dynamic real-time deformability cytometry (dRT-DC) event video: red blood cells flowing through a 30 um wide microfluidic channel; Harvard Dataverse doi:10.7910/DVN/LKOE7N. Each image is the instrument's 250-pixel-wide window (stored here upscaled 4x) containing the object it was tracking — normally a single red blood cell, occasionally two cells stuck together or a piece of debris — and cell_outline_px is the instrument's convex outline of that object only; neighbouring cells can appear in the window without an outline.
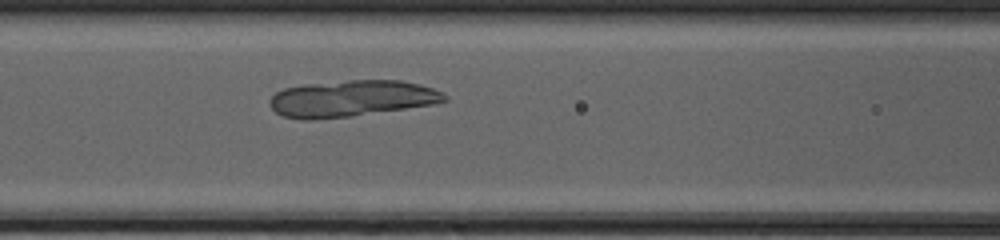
{"species": "common noctule bat (a hibernating species)", "species_latin": "Nyctalus noctula", "temperature_condition": "cold", "stored_images_in_passage": 36, "camera_frame_rate_fps": 3000, "um_per_image_px": 0.085, "animal": {"sex": "female", "body_mass_g": 20.0, "forearm_length_mm": 54.0}, "frame": {"image": 1, "passage_image": 9, "time_ms": 2.667, "image_size_px": [1000, 240], "cell_outline_px": [[448, 100], [436, 104], [352, 116], [312, 120], [304, 120], [284, 116], [276, 112], [272, 108], [268, 100], [276, 92], [284, 88], [304, 84], [348, 80], [400, 80], [420, 84], [432, 88], [448, 96]], "centroid_in_image_um": [29.89, 8.37], "position_along_channel_um": 136.7, "area_um2": 37.22}}
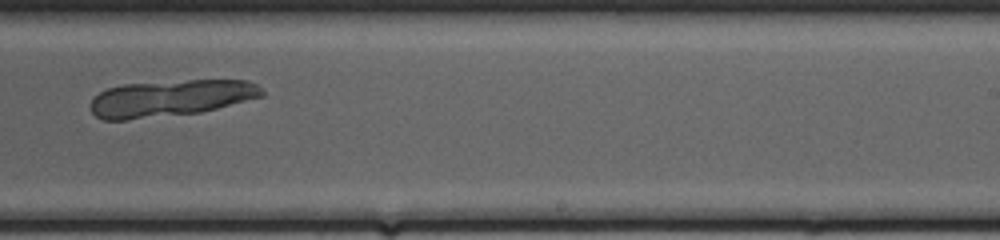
{"frame": {"image": 2, "passage_image": 19, "time_ms": 6.0, "image_size_px": [1000, 240], "cell_outline_px": [[264, 96], [200, 112], [128, 120], [104, 120], [96, 116], [92, 112], [92, 100], [100, 92], [108, 88], [124, 84], [188, 80], [248, 80], [256, 84], [264, 92]], "centroid_in_image_um": [14.51, 8.34], "position_along_channel_um": 274.5, "area_um2": 36.24}}
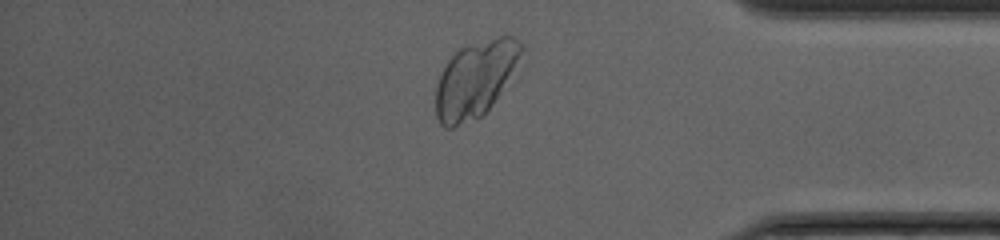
{"frame": {"image": 3, "passage_image": 29, "time_ms": 9.333, "image_size_px": [1000, 240], "cell_outline_px": [[524, 48], [500, 92], [492, 104], [480, 116], [452, 128], [444, 128], [440, 124], [436, 116], [436, 84], [448, 60], [460, 48], [500, 36], [512, 36], [520, 40], [524, 44]], "centroid_in_image_um": [40.36, 6.73], "position_along_channel_um": 394.8, "area_um2": 36.93}}